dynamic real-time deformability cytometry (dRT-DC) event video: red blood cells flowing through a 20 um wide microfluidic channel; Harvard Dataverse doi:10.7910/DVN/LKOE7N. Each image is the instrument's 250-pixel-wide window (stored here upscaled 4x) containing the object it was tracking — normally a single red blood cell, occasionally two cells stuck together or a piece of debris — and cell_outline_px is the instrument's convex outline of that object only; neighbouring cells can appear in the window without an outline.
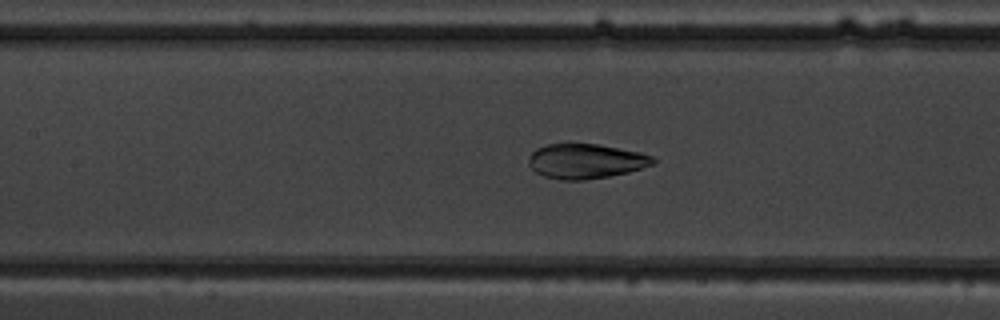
{"species": "common noctule bat (a hibernating species)", "species_latin": "Nyctalus noctula", "temperature_condition": "warm", "stored_images_in_passage": 36, "camera_frame_rate_fps": 3000, "um_per_image_px": 0.085, "animal": {"sex": "male", "body_mass_g": 19.5, "forearm_length_mm": 54.6}, "frame": {"image": 1, "passage_image": 16, "time_ms": 5.0, "image_size_px": [1000, 320], "cell_outline_px": [[656, 164], [628, 172], [608, 176], [584, 180], [564, 180], [544, 176], [536, 172], [528, 164], [528, 160], [532, 152], [536, 148], [544, 144], [600, 144], [640, 152], [652, 156], [656, 160]], "centroid_in_image_um": [49.8, 13.69], "position_along_channel_um": 157.6, "area_um2": 25.26}}
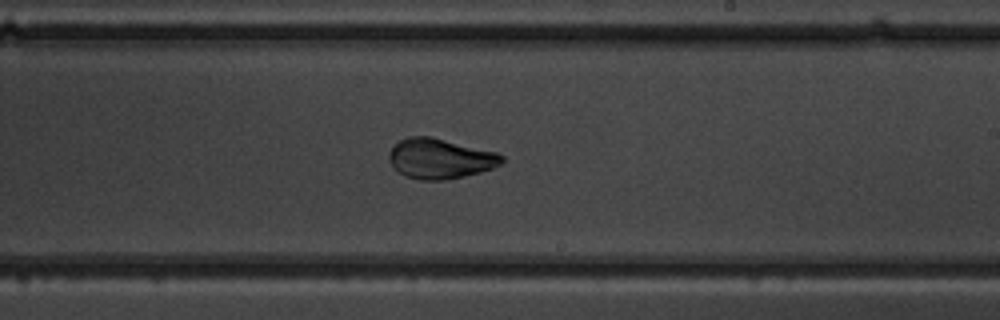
{"frame": {"image": 2, "passage_image": 23, "time_ms": 7.333, "image_size_px": [1000, 320], "cell_outline_px": [[504, 160], [500, 164], [492, 168], [480, 172], [464, 176], [444, 180], [420, 180], [404, 176], [392, 168], [388, 160], [388, 152], [400, 140], [408, 136], [432, 136], [496, 152], [504, 156]], "centroid_in_image_um": [37.37, 13.48], "position_along_channel_um": 251.6, "area_um2": 26.59}}
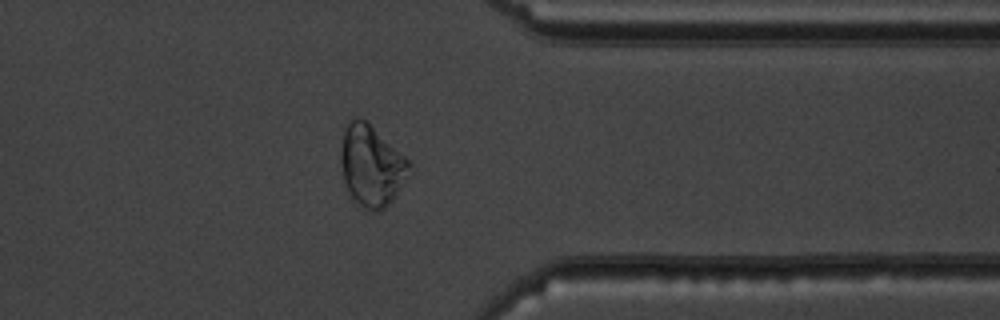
{"frame": {"image": 3, "passage_image": 33, "time_ms": 10.667, "image_size_px": [1000, 320], "cell_outline_px": [[412, 164], [392, 200], [380, 212], [372, 212], [356, 204], [348, 192], [344, 184], [340, 160], [340, 152], [344, 128], [356, 116], [364, 120], [404, 156]], "centroid_in_image_um": [31.51, 14.13], "position_along_channel_um": 379.9, "area_um2": 31.73}, "authors_computed_cell_mechanics": {"area_um2": 27.3105, "velocity_mm_per_s": 4.0347, "shape_relaxation_time_tau1_ms": 8.0326, "shape_relaxation_time_tau2_ms": null, "deformation_change_tau1": 0.2642, "deformation_change_tau2": null}}